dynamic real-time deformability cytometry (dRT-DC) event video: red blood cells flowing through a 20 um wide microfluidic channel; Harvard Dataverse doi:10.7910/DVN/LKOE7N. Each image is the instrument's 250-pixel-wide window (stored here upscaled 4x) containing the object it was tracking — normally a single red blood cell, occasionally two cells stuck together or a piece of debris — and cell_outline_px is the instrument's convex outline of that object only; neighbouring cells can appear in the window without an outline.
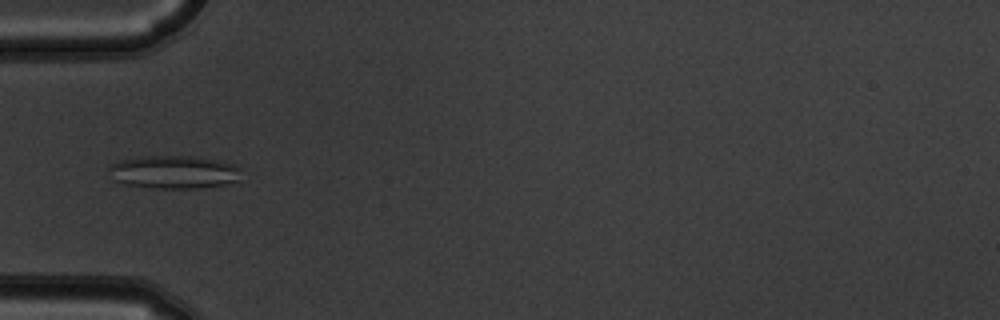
{"species": "common noctule bat (a hibernating species)", "species_latin": "Nyctalus noctula", "temperature_condition": "warm", "stored_images_in_passage": 5, "camera_frame_rate_fps": 3000, "um_per_image_px": 0.085, "animal": {"sex": "male", "body_mass_g": 19.5, "forearm_length_mm": 54.6}, "frame": {"image": 1, "passage_image": 5, "time_ms": 1.333, "image_size_px": [1000, 320], "cell_outline_px": [[240, 184], [192, 188], [156, 188], [124, 184], [116, 180], [108, 168], [108, 164], [120, 160], [136, 156], [204, 156], [224, 160], [236, 164], [240, 168]], "centroid_in_image_um": [14.9, 14.61], "position_along_channel_um": 70.1, "area_um2": 26.36}}